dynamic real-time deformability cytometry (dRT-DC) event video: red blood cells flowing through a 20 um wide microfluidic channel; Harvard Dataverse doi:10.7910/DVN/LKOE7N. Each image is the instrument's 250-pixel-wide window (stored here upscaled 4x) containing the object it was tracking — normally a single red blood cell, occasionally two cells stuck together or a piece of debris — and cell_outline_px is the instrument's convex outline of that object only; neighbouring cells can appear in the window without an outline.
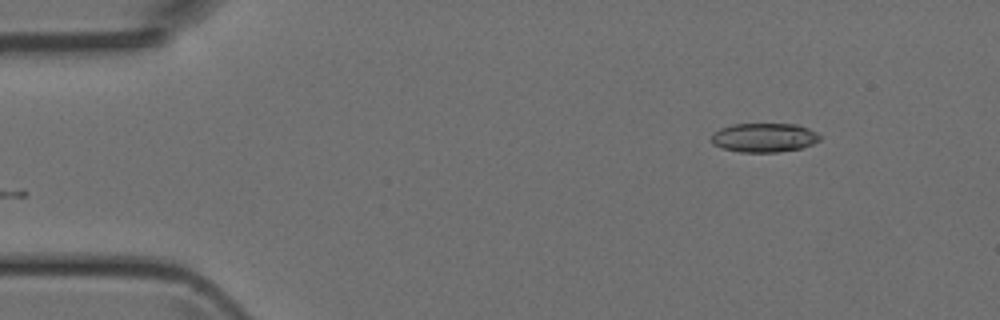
{"species": "Egyptian fruit bat (a non-hibernating species)", "species_latin": "Rousettus aegyptiacus", "temperature_condition": "room temperature", "stored_images_in_passage": 3, "camera_frame_rate_fps": 3000, "um_per_image_px": 0.085, "animal": {"sex": "female"}, "frame": {"image": 1, "passage_image": 3, "time_ms": 0.667, "image_size_px": [1000, 320], "cell_outline_px": [[824, 136], [820, 140], [812, 144], [800, 148], [776, 152], [740, 152], [720, 148], [712, 144], [712, 132], [720, 128], [732, 124], [796, 124], [808, 128]], "centroid_in_image_um": [64.94, 11.69], "position_along_channel_um": 20.1, "area_um2": 18.55}}